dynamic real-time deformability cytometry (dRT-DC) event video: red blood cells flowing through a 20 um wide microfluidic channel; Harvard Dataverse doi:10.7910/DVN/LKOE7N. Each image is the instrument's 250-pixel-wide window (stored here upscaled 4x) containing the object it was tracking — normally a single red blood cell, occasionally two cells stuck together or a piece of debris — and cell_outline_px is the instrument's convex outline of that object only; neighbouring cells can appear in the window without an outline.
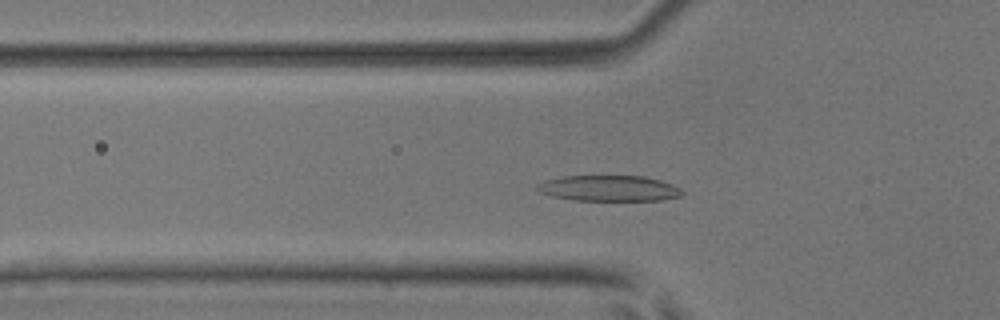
{"species": "common noctule bat (a hibernating species)", "species_latin": "Nyctalus noctula", "temperature_condition": "room temperature", "stored_images_in_passage": 48, "camera_frame_rate_fps": 3000, "um_per_image_px": 0.085, "animal": {"sex": "male", "body_mass_g": 17.9, "forearm_length_mm": 54.2}, "frame": {"image": 1, "passage_image": 13, "time_ms": 4.0, "image_size_px": [1000, 320], "cell_outline_px": [[684, 192], [680, 196], [660, 200], [576, 200], [552, 196], [540, 192], [536, 188], [544, 180], [564, 176], [644, 176], [660, 180], [672, 184], [680, 188]], "centroid_in_image_um": [51.79, 16.0], "position_along_channel_um": 74.0, "area_um2": 21.56}}
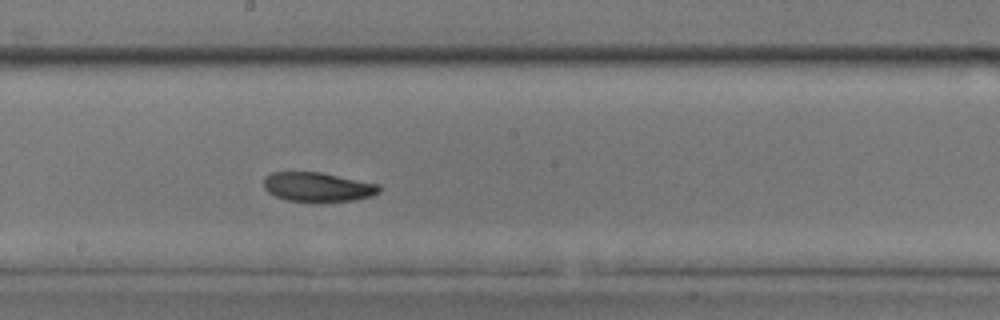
{"frame": {"image": 2, "passage_image": 24, "time_ms": 7.667, "image_size_px": [1000, 320], "cell_outline_px": [[380, 192], [372, 196], [356, 200], [320, 204], [288, 200], [276, 196], [268, 192], [264, 188], [264, 176], [272, 172], [320, 172], [380, 184]], "centroid_in_image_um": [27.03, 15.92], "position_along_channel_um": 221.2, "area_um2": 20.35}}
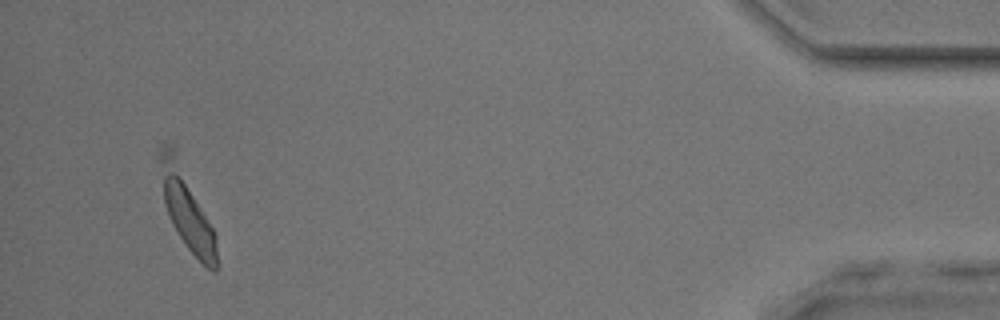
{"frame": {"image": 3, "passage_image": 44, "time_ms": 14.333, "image_size_px": [1000, 320], "cell_outline_px": [[216, 272], [212, 272], [188, 248], [172, 224], [164, 200], [160, 160], [160, 148], [164, 144], [168, 144], [172, 148], [216, 236]], "centroid_in_image_um": [15.87, 17.85], "position_along_channel_um": 419.3, "area_um2": 24.04}, "authors_computed_cell_mechanics": {"area_um2": 20.5479, "velocity_mm_per_s": 4.0406, "shape_relaxation_time_tau1_ms": 3.0046, "shape_relaxation_time_tau2_ms": 3.1307, "deformation_change_tau1": 0.0872, "deformation_change_tau2": 0.0908}}